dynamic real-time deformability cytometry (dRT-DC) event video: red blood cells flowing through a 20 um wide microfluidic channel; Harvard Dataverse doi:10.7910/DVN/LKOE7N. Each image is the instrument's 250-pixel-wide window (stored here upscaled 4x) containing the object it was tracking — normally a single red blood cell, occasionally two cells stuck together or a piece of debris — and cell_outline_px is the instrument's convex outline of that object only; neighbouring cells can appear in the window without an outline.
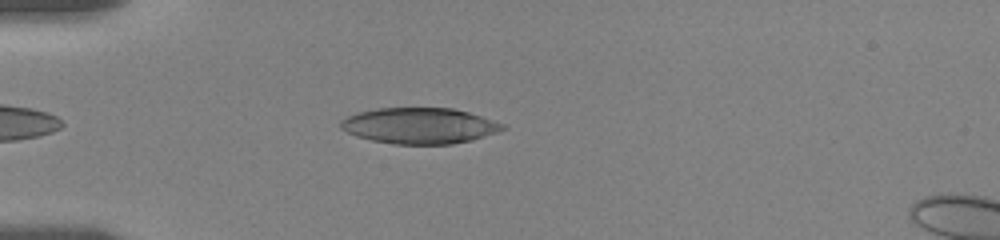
{"species": "human", "species_latin": "Homo sapiens", "temperature_condition": "room temperature", "stored_images_in_passage": 50, "camera_frame_rate_fps": 3000, "um_per_image_px": 0.085, "donor": {"sex": "female"}, "frame": {"image": 1, "passage_image": 4, "time_ms": 1.667, "image_size_px": [1000, 240], "cell_outline_px": [[508, 128], [472, 140], [452, 144], [392, 144], [372, 140], [356, 136], [340, 128], [340, 120], [356, 112], [376, 108], [452, 108], [468, 112], [504, 124]], "centroid_in_image_um": [35.63, 10.68], "position_along_channel_um": 49.4, "area_um2": 33.87}}
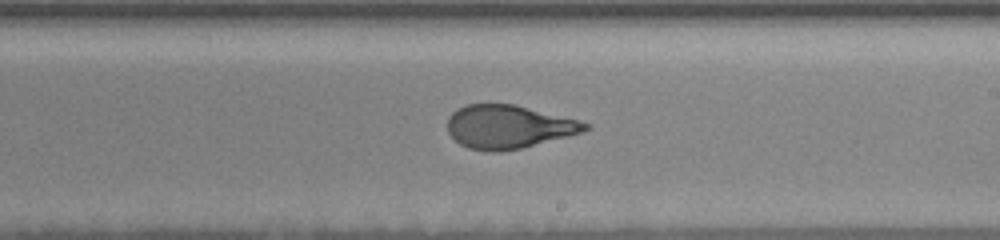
{"frame": {"image": 2, "passage_image": 25, "time_ms": 7.667, "image_size_px": [1000, 240], "cell_outline_px": [[592, 124], [588, 128], [580, 132], [568, 136], [520, 148], [500, 152], [488, 152], [468, 148], [460, 144], [448, 132], [448, 116], [452, 112], [468, 104], [512, 104]], "centroid_in_image_um": [43.17, 10.79], "position_along_channel_um": 245.8, "area_um2": 34.22}}
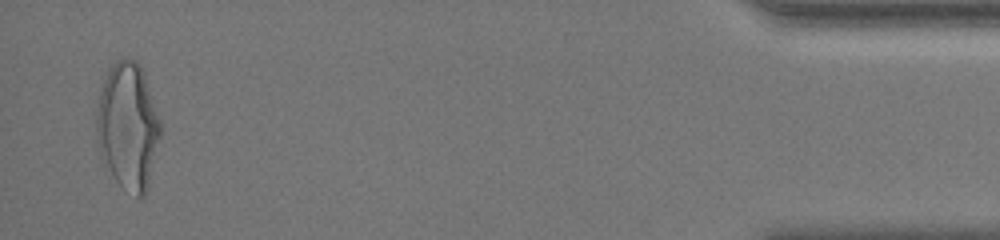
{"frame": {"image": 3, "passage_image": 48, "time_ms": 14.667, "image_size_px": [1000, 240], "cell_outline_px": [[160, 136], [148, 188], [144, 196], [136, 196], [120, 184], [116, 180], [100, 152], [96, 132], [96, 116], [100, 92], [104, 80], [112, 64], [116, 60], [136, 60], [140, 64], [144, 72], [160, 120]], "centroid_in_image_um": [10.89, 10.7], "position_along_channel_um": 424.3, "area_um2": 46.47}, "authors_computed_cell_mechanics": {"area_um2": 35.4892, "velocity_mm_per_s": 3.5792, "shape_relaxation_time_tau1_ms": 4.583, "shape_relaxation_time_tau2_ms": 0.9763, "deformation_change_tau1": 0.2043, "deformation_change_tau2": 0.086}}